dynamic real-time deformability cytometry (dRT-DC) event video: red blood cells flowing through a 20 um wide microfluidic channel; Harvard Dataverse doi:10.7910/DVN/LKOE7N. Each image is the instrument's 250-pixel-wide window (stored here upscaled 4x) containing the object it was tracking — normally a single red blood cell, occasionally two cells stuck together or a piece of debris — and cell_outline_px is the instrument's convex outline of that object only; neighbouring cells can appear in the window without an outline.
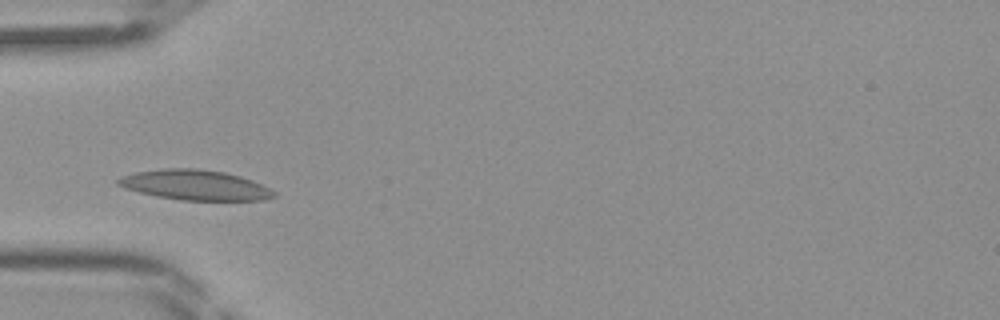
{"species": "Egyptian fruit bat (a non-hibernating species)", "species_latin": "Rousettus aegyptiacus", "temperature_condition": "room temperature", "stored_images_in_passage": 34, "camera_frame_rate_fps": 3000, "um_per_image_px": 0.085, "frame": {"image": 1, "passage_image": 7, "time_ms": 2.0, "image_size_px": [1000, 320], "cell_outline_px": [[276, 196], [264, 200], [180, 200], [156, 196], [124, 188], [116, 184], [116, 180], [120, 176], [136, 172], [164, 168], [196, 168], [224, 172], [240, 176], [252, 180], [276, 192]], "centroid_in_image_um": [16.55, 15.72], "position_along_channel_um": 68.4, "area_um2": 27.34}}
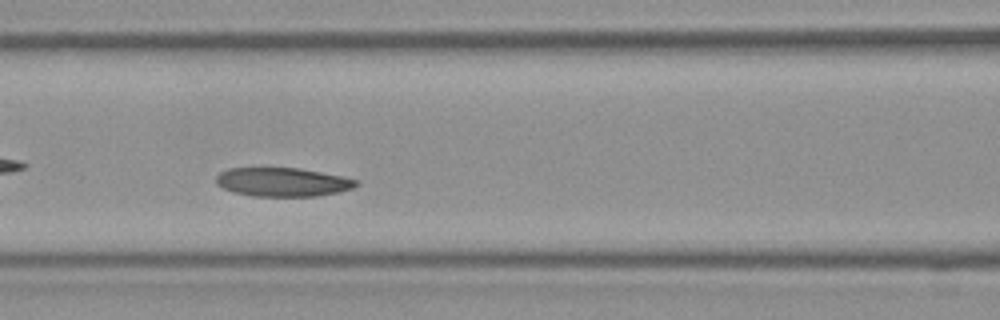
{"frame": {"image": 2, "passage_image": 12, "time_ms": 3.667, "image_size_px": [1000, 320], "cell_outline_px": [[360, 184], [352, 188], [336, 192], [316, 196], [252, 196], [232, 192], [216, 184], [216, 176], [220, 172], [228, 168], [300, 168], [344, 176], [360, 180]], "centroid_in_image_um": [24.04, 15.47], "position_along_channel_um": 142.6, "area_um2": 23.64}}
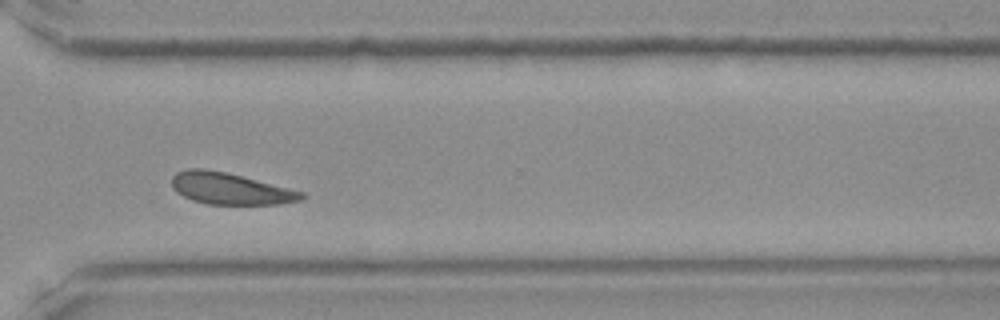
{"frame": {"image": 3, "passage_image": 26, "time_ms": 8.333, "image_size_px": [1000, 320], "cell_outline_px": [[308, 196], [300, 200], [280, 204], [208, 204], [192, 200], [176, 192], [172, 188], [172, 176], [176, 172], [188, 168], [200, 168], [224, 172], [304, 192]], "centroid_in_image_um": [19.54, 16.04], "position_along_channel_um": 351.1, "area_um2": 23.64}}